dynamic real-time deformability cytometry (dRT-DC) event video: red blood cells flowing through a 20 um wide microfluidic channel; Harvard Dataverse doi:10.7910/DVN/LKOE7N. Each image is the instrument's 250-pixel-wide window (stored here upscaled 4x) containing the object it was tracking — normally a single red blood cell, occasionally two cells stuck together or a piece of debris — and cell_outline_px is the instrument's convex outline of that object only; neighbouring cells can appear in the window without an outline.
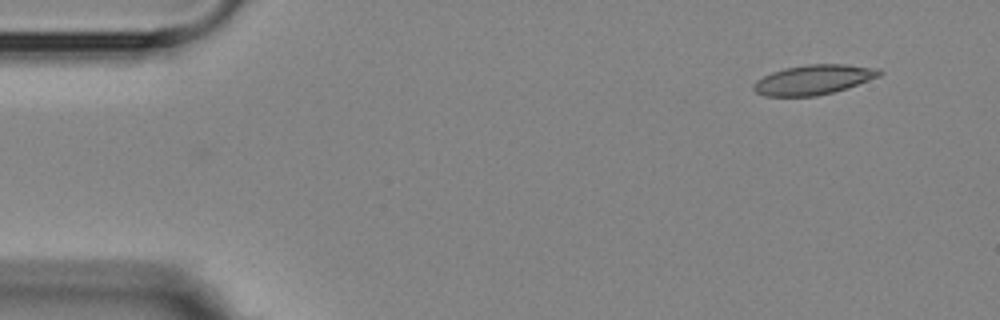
{"species": "Egyptian fruit bat (a non-hibernating species)", "species_latin": "Rousettus aegyptiacus", "temperature_condition": "room temperature", "stored_images_in_passage": 4, "camera_frame_rate_fps": 3000, "um_per_image_px": 0.085, "animal": {"sex": "female"}, "frame": {"image": 1, "passage_image": 1, "time_ms": 0.0, "image_size_px": [1000, 320], "cell_outline_px": [[884, 72], [880, 76], [832, 92], [816, 96], [764, 96], [756, 92], [752, 88], [752, 84], [756, 80], [772, 72], [784, 68], [808, 64], [848, 64], [880, 68]], "centroid_in_image_um": [69.14, 6.76], "position_along_channel_um": 15.9, "area_um2": 21.79}}
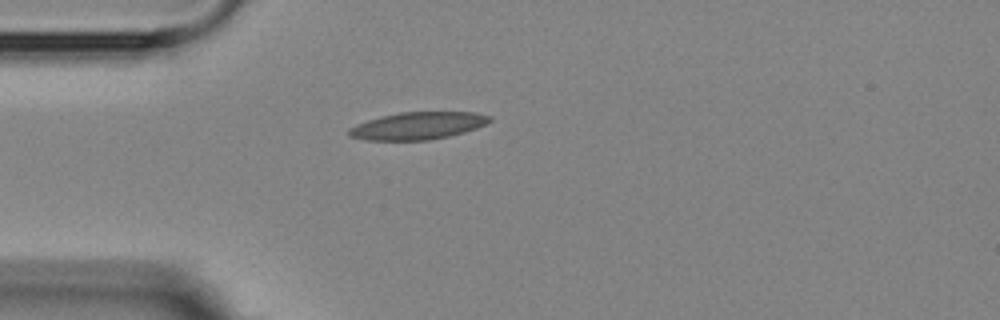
{"frame": {"image": 2, "passage_image": 4, "time_ms": 3.333, "image_size_px": [1000, 320], "cell_outline_px": [[492, 120], [476, 128], [464, 132], [448, 136], [428, 140], [364, 140], [348, 136], [348, 128], [356, 124], [380, 116], [400, 112], [476, 112], [492, 116]], "centroid_in_image_um": [35.49, 10.68], "position_along_channel_um": 49.5, "area_um2": 22.48}}